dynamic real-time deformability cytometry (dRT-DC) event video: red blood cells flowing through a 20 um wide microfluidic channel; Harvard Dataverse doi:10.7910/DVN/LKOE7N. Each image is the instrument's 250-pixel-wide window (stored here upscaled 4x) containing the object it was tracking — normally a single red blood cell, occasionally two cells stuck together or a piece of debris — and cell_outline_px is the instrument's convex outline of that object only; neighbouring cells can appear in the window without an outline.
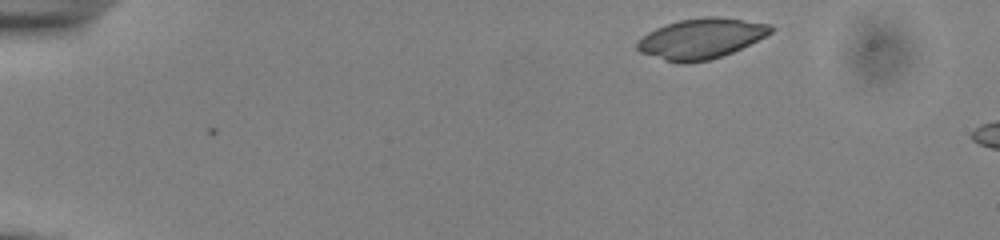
{"species": "common noctule bat (a hibernating species)", "species_latin": "Nyctalus noctula", "temperature_condition": "cold", "stored_images_in_passage": 6, "camera_frame_rate_fps": 3000, "um_per_image_px": 0.085, "animal": {"sex": "male", "body_mass_g": 13.0, "forearm_length_mm": 53.1}, "frame": {"image": 1, "passage_image": 1, "time_ms": 0.0, "image_size_px": [1000, 240], "cell_outline_px": [[776, 28], [772, 32], [724, 56], [708, 60], [688, 64], [676, 64], [640, 52], [636, 48], [636, 44], [648, 32], [656, 28], [680, 20], [704, 16], [716, 16], [772, 24]], "centroid_in_image_um": [59.59, 3.29], "position_along_channel_um": 25.4, "area_um2": 31.33}}